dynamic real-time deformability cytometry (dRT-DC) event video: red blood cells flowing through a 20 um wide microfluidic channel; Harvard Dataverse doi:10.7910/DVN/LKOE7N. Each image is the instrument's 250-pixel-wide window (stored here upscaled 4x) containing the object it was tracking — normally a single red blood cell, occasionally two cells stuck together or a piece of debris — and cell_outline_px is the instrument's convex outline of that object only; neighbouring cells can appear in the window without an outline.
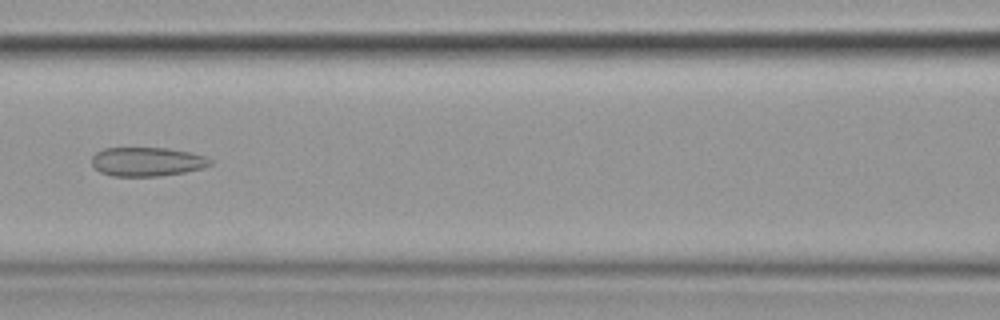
{"species": "common noctule bat (a hibernating species)", "species_latin": "Nyctalus noctula", "temperature_condition": "cold", "stored_images_in_passage": 10, "camera_frame_rate_fps": 3000, "um_per_image_px": 0.085, "animal": {"sex": "female", "body_mass_g": 19.9}, "frame": {"image": 1, "passage_image": 6, "time_ms": 6.0, "image_size_px": [1000, 320], "cell_outline_px": [[212, 164], [204, 168], [184, 172], [156, 176], [112, 176], [100, 172], [92, 164], [92, 156], [96, 152], [104, 148], [168, 148], [188, 152], [204, 156], [212, 160]], "centroid_in_image_um": [12.49, 13.74], "position_along_channel_um": 154.1, "area_um2": 19.94}}
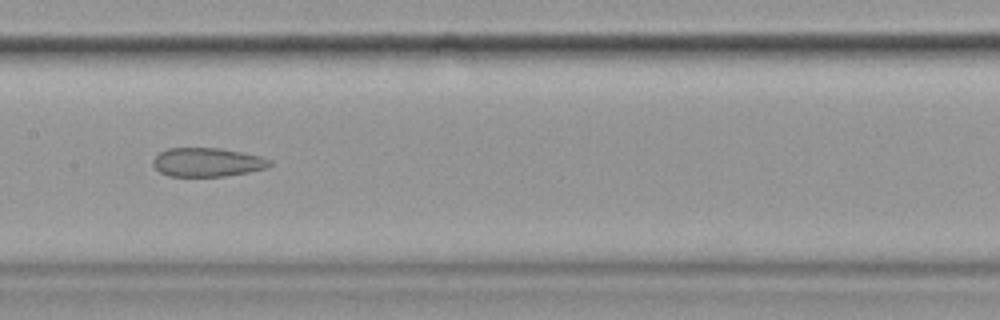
{"frame": {"image": 2, "passage_image": 7, "time_ms": 7.0, "image_size_px": [1000, 320], "cell_outline_px": [[272, 164], [264, 168], [248, 172], [224, 176], [168, 176], [160, 172], [152, 164], [152, 160], [160, 152], [168, 148], [220, 148], [260, 156], [272, 160]], "centroid_in_image_um": [17.6, 13.79], "position_along_channel_um": 189.8, "area_um2": 19.48}}
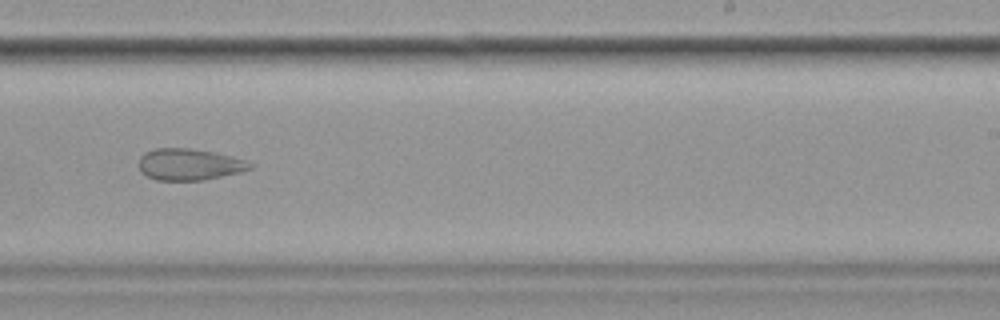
{"frame": {"image": 3, "passage_image": 9, "time_ms": 9.333, "image_size_px": [1000, 320], "cell_outline_px": [[256, 164], [252, 168], [244, 172], [204, 180], [156, 180], [140, 172], [140, 156], [144, 152], [152, 148], [188, 148], [216, 152], [248, 160]], "centroid_in_image_um": [16.16, 13.97], "position_along_channel_um": 272.8, "area_um2": 20.87}}